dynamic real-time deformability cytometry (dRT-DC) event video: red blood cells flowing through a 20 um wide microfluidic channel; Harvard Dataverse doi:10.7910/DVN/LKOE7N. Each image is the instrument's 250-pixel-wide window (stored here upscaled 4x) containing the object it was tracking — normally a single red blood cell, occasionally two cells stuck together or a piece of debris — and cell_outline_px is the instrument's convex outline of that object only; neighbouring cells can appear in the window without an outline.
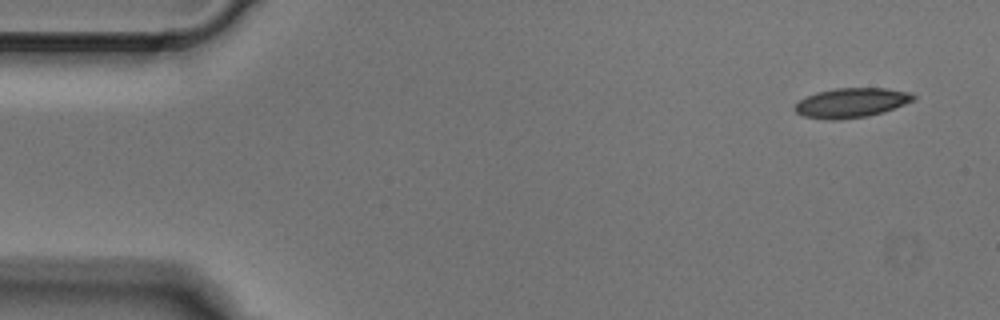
{"species": "Egyptian fruit bat (a non-hibernating species)", "species_latin": "Rousettus aegyptiacus", "temperature_condition": "cold", "stored_images_in_passage": 4, "segment_of_instrument_passage": [2, 2], "camera_frame_rate_fps": 3000, "um_per_image_px": 0.085, "animal": {"sex": "male"}, "frame": {"image": 1, "passage_image": 4, "time_ms": 1.0, "image_size_px": [1000, 320], "cell_outline_px": [[916, 100], [884, 112], [868, 116], [836, 120], [828, 120], [804, 116], [796, 112], [792, 108], [800, 100], [816, 92], [836, 88], [884, 88], [912, 92], [916, 96]], "centroid_in_image_um": [72.4, 8.73], "position_along_channel_um": 12.6, "area_um2": 20.58}}